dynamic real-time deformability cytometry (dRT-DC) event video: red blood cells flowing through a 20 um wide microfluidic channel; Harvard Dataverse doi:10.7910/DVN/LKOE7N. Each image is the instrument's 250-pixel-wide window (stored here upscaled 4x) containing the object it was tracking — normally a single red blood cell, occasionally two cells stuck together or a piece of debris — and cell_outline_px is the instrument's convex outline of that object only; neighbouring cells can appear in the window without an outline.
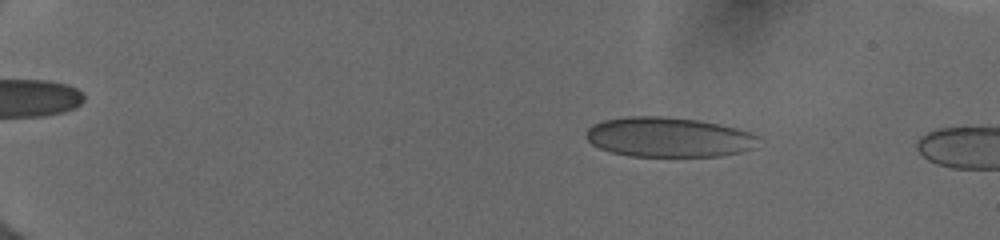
{"species": "human", "species_latin": "Homo sapiens", "temperature_condition": "cold", "stored_images_in_passage": 9, "camera_frame_rate_fps": 3000, "um_per_image_px": 0.085, "donor": {"sex": "female"}, "frame": {"image": 1, "passage_image": 7, "time_ms": 2.667, "image_size_px": [1000, 240], "cell_outline_px": [[760, 136], [752, 148], [740, 152], [720, 156], [628, 156], [612, 152], [600, 148], [592, 144], [584, 136], [584, 132], [588, 128], [604, 120], [628, 116], [664, 116], [696, 120], [720, 124], [752, 132]], "centroid_in_image_um": [56.82, 11.66], "position_along_channel_um": 28.2, "area_um2": 40.0}}